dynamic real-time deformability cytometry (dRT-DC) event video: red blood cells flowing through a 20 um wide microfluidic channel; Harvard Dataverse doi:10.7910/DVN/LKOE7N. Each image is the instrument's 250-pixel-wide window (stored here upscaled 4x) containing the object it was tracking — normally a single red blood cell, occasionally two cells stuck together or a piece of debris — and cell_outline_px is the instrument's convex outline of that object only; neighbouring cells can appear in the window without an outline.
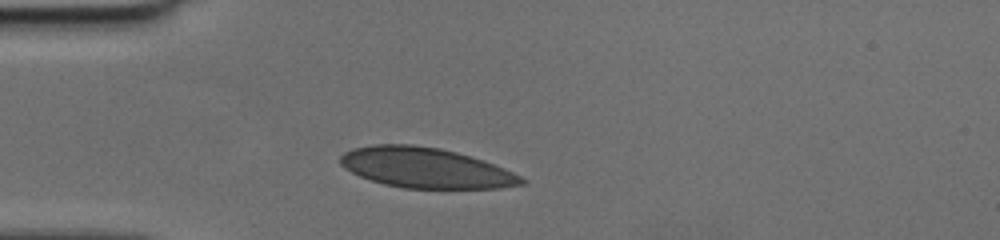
{"species": "human", "species_latin": "Homo sapiens", "temperature_condition": "cold", "stored_images_in_passage": 27, "camera_frame_rate_fps": 3000, "um_per_image_px": 0.085, "donor": {"sex": "female"}, "frame": {"image": 1, "passage_image": 1, "time_ms": 0.0, "image_size_px": [1000, 240], "cell_outline_px": [[528, 180], [524, 184], [500, 188], [404, 188], [384, 184], [360, 176], [344, 168], [340, 164], [340, 156], [344, 152], [352, 148], [376, 144], [408, 144], [440, 148], [456, 152], [504, 168]], "centroid_in_image_um": [36.15, 14.27], "position_along_channel_um": 48.8, "area_um2": 42.19}}
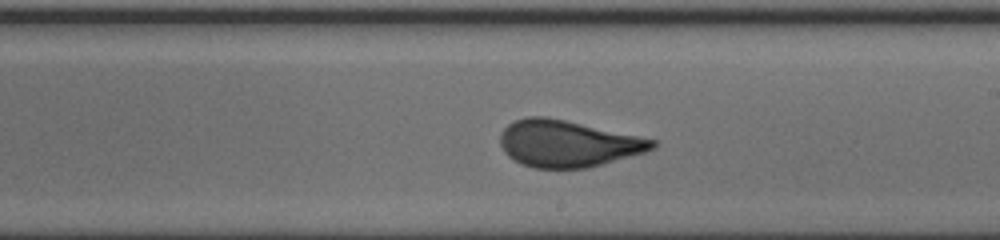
{"frame": {"image": 2, "passage_image": 16, "time_ms": 5.0, "image_size_px": [1000, 240], "cell_outline_px": [[656, 144], [652, 148], [644, 152], [588, 168], [532, 168], [520, 164], [508, 156], [504, 152], [500, 144], [500, 136], [504, 128], [508, 124], [516, 120], [528, 116], [548, 116], [656, 140]], "centroid_in_image_um": [48.2, 12.2], "position_along_channel_um": 240.8, "area_um2": 41.21}}
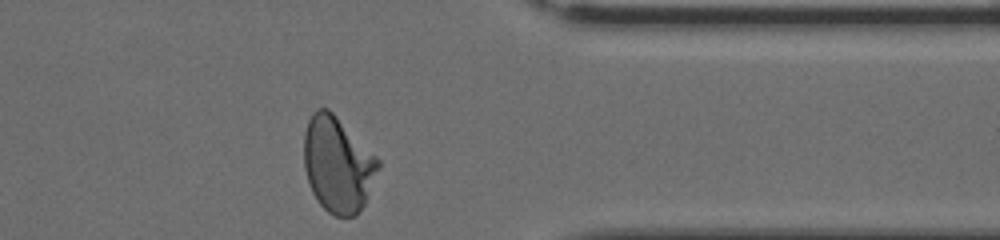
{"frame": {"image": 3, "passage_image": 27, "time_ms": 8.667, "image_size_px": [1000, 240], "cell_outline_px": [[380, 168], [364, 204], [356, 216], [336, 216], [328, 212], [316, 200], [312, 192], [304, 168], [304, 132], [308, 120], [312, 112], [316, 108], [328, 108], [380, 160]], "centroid_in_image_um": [28.69, 13.98], "position_along_channel_um": 382.7, "area_um2": 41.27}}